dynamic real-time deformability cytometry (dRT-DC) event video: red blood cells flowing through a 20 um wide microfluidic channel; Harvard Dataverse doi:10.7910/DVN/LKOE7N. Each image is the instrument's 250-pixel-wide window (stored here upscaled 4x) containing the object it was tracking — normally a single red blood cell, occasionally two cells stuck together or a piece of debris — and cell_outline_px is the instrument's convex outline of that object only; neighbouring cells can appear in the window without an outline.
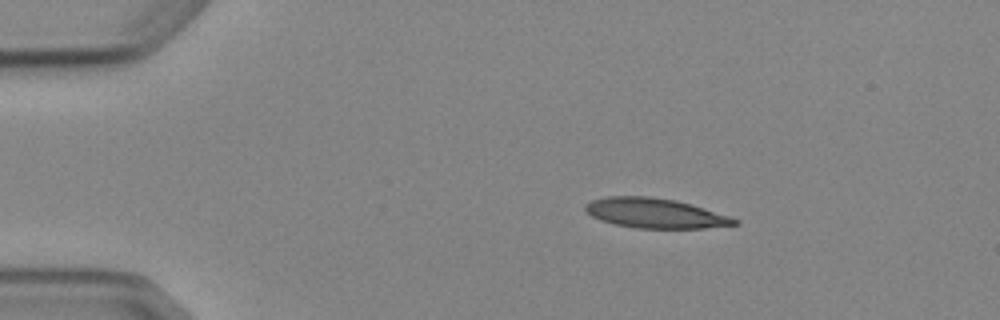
{"species": "Egyptian fruit bat (a non-hibernating species)", "species_latin": "Rousettus aegyptiacus", "temperature_condition": "cold", "stored_images_in_passage": 5, "camera_frame_rate_fps": 3000, "um_per_image_px": 0.085, "animal": {"sex": "female"}, "frame": {"image": 1, "passage_image": 2, "time_ms": 1.333, "image_size_px": [1000, 320], "cell_outline_px": [[740, 224], [704, 228], [636, 228], [612, 224], [600, 220], [592, 216], [584, 208], [584, 204], [592, 200], [608, 196], [648, 196], [676, 200], [692, 204], [740, 220]], "centroid_in_image_um": [55.67, 18.12], "position_along_channel_um": 29.3, "area_um2": 25.95}}
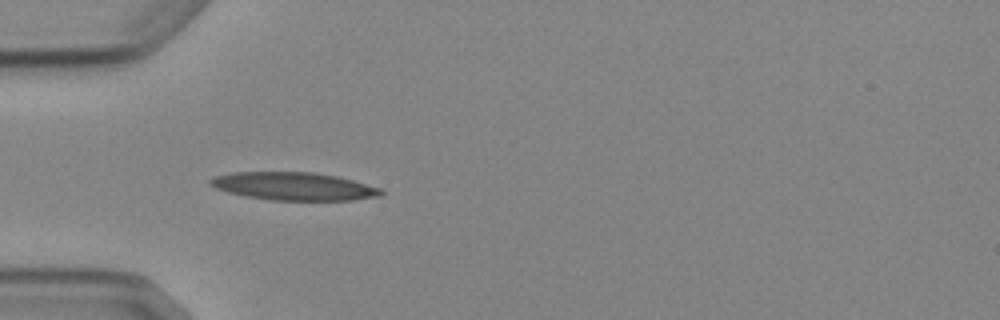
{"frame": {"image": 2, "passage_image": 4, "time_ms": 3.667, "image_size_px": [1000, 320], "cell_outline_px": [[384, 192], [380, 196], [352, 200], [272, 200], [244, 196], [228, 192], [216, 188], [208, 184], [208, 180], [216, 176], [232, 172], [312, 172], [336, 176], [352, 180], [380, 188]], "centroid_in_image_um": [24.95, 15.83], "position_along_channel_um": 60.1, "area_um2": 27.69}}
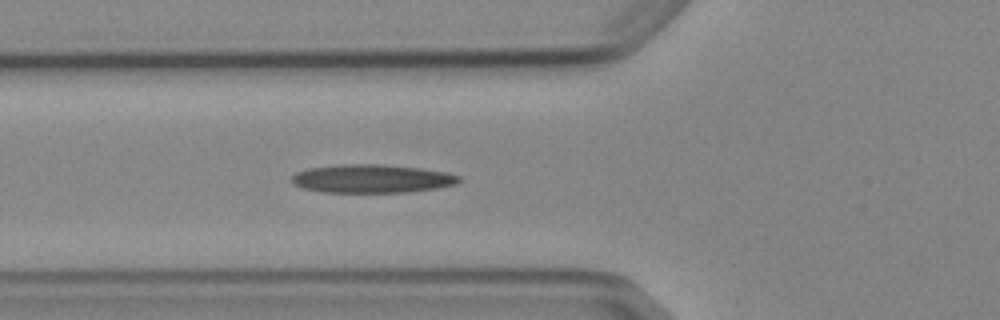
{"frame": {"image": 3, "passage_image": 5, "time_ms": 4.667, "image_size_px": [1000, 320], "cell_outline_px": [[464, 180], [456, 184], [436, 188], [408, 192], [324, 192], [304, 188], [292, 184], [292, 176], [296, 172], [308, 168], [340, 164], [384, 164], [420, 168], [448, 172], [460, 176]], "centroid_in_image_um": [31.64, 15.18], "position_along_channel_um": 94.2, "area_um2": 27.86}}